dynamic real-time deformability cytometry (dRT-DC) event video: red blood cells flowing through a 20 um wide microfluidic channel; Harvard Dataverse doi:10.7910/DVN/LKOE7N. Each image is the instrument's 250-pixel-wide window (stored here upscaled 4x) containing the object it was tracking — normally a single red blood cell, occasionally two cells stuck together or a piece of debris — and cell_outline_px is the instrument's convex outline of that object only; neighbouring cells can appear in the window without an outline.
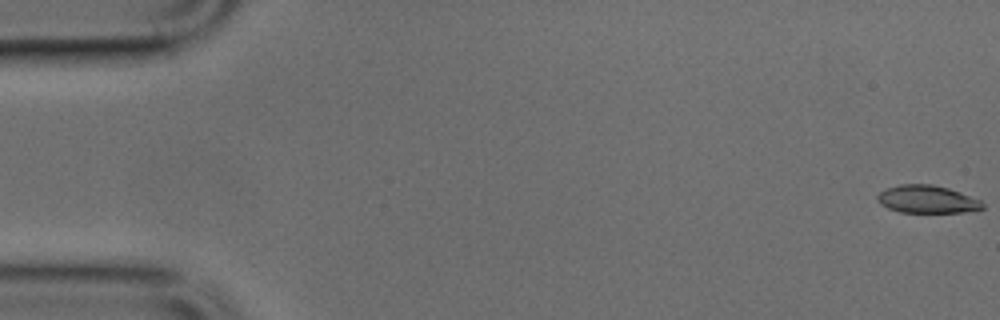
{"species": "common noctule bat (a hibernating species)", "species_latin": "Nyctalus noctula", "temperature_condition": "cold", "stored_images_in_passage": 11, "camera_frame_rate_fps": 3000, "um_per_image_px": 0.085, "animal": {"sex": "male", "body_mass_g": 17.9, "forearm_length_mm": 54.2}, "frame": {"image": 1, "passage_image": 1, "time_ms": 0.0, "image_size_px": [1000, 320], "cell_outline_px": [[984, 208], [964, 212], [900, 212], [888, 208], [880, 204], [876, 196], [880, 192], [888, 188], [900, 184], [932, 184], [948, 188], [960, 192], [980, 200], [984, 204]], "centroid_in_image_um": [78.8, 16.94], "position_along_channel_um": 6.2, "area_um2": 16.88}}